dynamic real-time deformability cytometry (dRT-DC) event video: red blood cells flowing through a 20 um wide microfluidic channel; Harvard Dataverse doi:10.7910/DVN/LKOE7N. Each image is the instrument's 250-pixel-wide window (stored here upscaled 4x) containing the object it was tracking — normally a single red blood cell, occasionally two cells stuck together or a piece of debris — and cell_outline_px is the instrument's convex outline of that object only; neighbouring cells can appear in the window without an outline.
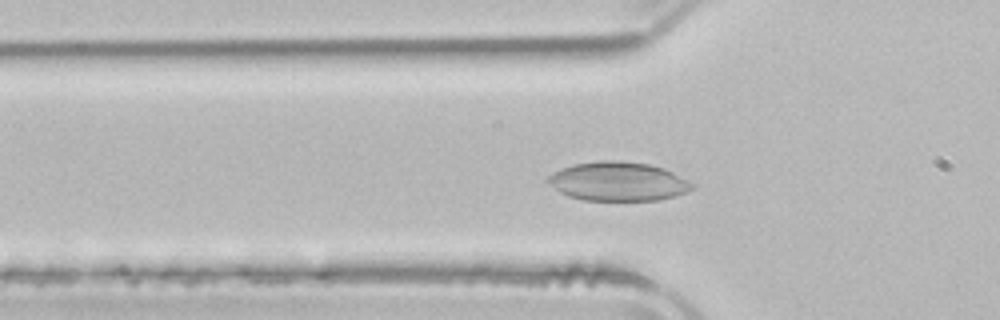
{"species": "common noctule bat (a hibernating species)", "species_latin": "Nyctalus noctula", "temperature_condition": "room temperature", "stored_images_in_passage": 41, "camera_frame_rate_fps": 3000, "um_per_image_px": 0.085, "animal": {"sex": "male", "body_mass_g": 21.5, "forearm_length_mm": 52.0}, "frame": {"image": 1, "passage_image": 7, "time_ms": 2.0, "image_size_px": [1000, 320], "cell_outline_px": [[692, 188], [688, 192], [676, 196], [660, 200], [584, 200], [568, 196], [560, 192], [544, 180], [548, 176], [564, 168], [576, 164], [600, 160], [616, 160], [648, 164], [664, 168], [688, 180], [692, 184]], "centroid_in_image_um": [52.55, 15.43], "position_along_channel_um": 73.3, "area_um2": 32.54}}
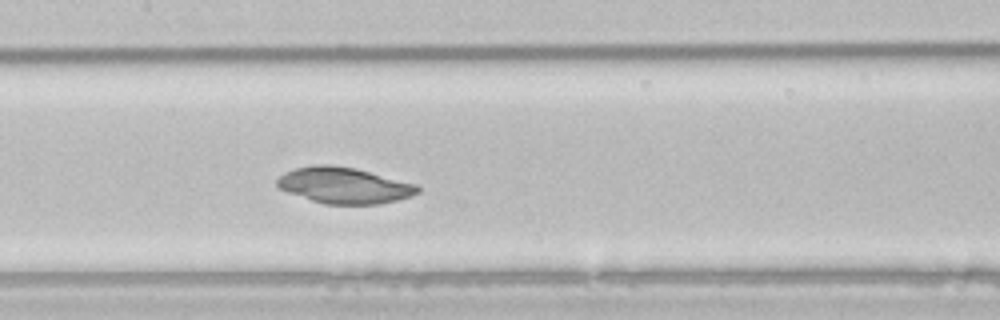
{"frame": {"image": 2, "passage_image": 15, "time_ms": 4.667, "image_size_px": [1000, 320], "cell_outline_px": [[420, 192], [412, 196], [380, 204], [324, 204], [276, 188], [276, 180], [284, 172], [296, 168], [312, 164], [328, 164], [356, 168], [420, 184]], "centroid_in_image_um": [29.28, 15.75], "position_along_channel_um": 178.1, "area_um2": 29.94}}
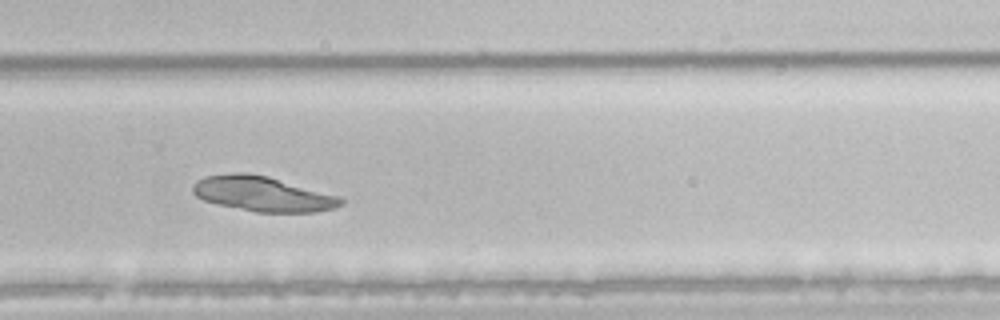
{"frame": {"image": 3, "passage_image": 25, "time_ms": 8.0, "image_size_px": [1000, 320], "cell_outline_px": [[344, 204], [336, 208], [316, 212], [256, 212], [220, 204], [204, 200], [196, 196], [192, 192], [192, 184], [196, 180], [204, 176], [240, 172], [244, 172], [268, 176], [344, 196]], "centroid_in_image_um": [22.41, 16.47], "position_along_channel_um": 307.4, "area_um2": 30.58}}